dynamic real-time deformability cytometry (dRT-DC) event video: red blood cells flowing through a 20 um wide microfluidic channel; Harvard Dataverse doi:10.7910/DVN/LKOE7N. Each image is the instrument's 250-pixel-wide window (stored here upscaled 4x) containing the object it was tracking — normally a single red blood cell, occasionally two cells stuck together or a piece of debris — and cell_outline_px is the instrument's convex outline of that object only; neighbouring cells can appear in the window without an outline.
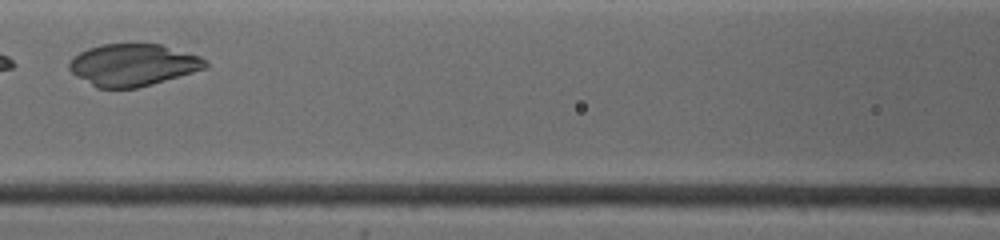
{"species": "common noctule bat (a hibernating species)", "species_latin": "Nyctalus noctula", "temperature_condition": "warm", "stored_images_in_passage": 11, "camera_frame_rate_fps": 4500, "um_per_image_px": 0.085, "animal": {"sex": "female", "body_mass_g": 19.0, "forearm_length_mm": 53.3}, "frame": {"image": 1, "passage_image": 7, "time_ms": 5.556, "image_size_px": [1000, 240], "cell_outline_px": [[208, 68], [136, 88], [96, 88], [76, 76], [68, 68], [68, 64], [72, 56], [88, 48], [100, 44], [160, 44], [200, 56], [208, 60]], "centroid_in_image_um": [11.29, 5.51], "position_along_channel_um": 155.3, "area_um2": 33.41}}
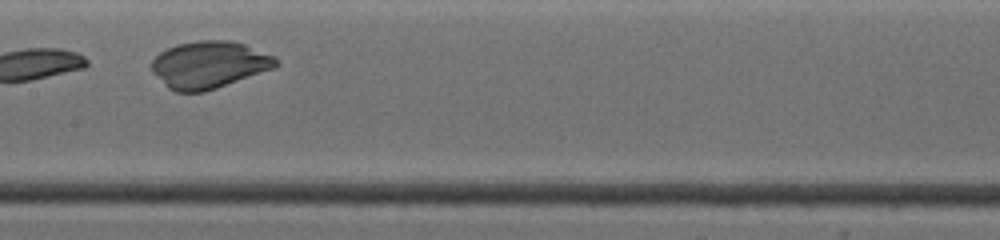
{"frame": {"image": 2, "passage_image": 8, "time_ms": 6.444, "image_size_px": [1000, 240], "cell_outline_px": [[280, 64], [276, 68], [204, 92], [176, 92], [168, 88], [152, 72], [152, 60], [160, 52], [176, 44], [200, 40], [228, 40], [244, 44], [276, 56]], "centroid_in_image_um": [17.81, 5.5], "position_along_channel_um": 189.6, "area_um2": 34.28}}